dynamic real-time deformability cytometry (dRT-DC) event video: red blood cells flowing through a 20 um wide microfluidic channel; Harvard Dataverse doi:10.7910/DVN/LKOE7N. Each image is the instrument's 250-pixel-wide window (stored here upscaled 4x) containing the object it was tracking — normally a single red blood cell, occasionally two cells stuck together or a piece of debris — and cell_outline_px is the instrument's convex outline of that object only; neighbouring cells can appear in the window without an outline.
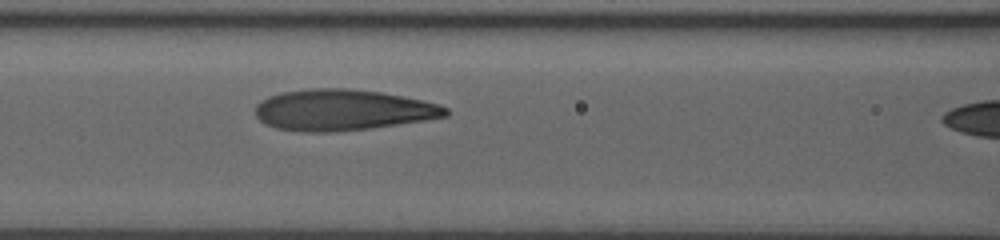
{"species": "human", "species_latin": "Homo sapiens", "temperature_condition": "room temperature", "stored_images_in_passage": 6, "camera_frame_rate_fps": 3000, "um_per_image_px": 0.085, "donor": {"sex": "male"}, "frame": {"image": 1, "passage_image": 5, "time_ms": 1.667, "image_size_px": [1000, 240], "cell_outline_px": [[448, 116], [424, 120], [368, 128], [336, 132], [300, 132], [276, 128], [260, 120], [256, 116], [256, 104], [268, 96], [280, 92], [308, 88], [348, 88], [380, 92], [440, 104], [448, 108]], "centroid_in_image_um": [29.09, 9.34], "position_along_channel_um": 137.5, "area_um2": 45.43}}